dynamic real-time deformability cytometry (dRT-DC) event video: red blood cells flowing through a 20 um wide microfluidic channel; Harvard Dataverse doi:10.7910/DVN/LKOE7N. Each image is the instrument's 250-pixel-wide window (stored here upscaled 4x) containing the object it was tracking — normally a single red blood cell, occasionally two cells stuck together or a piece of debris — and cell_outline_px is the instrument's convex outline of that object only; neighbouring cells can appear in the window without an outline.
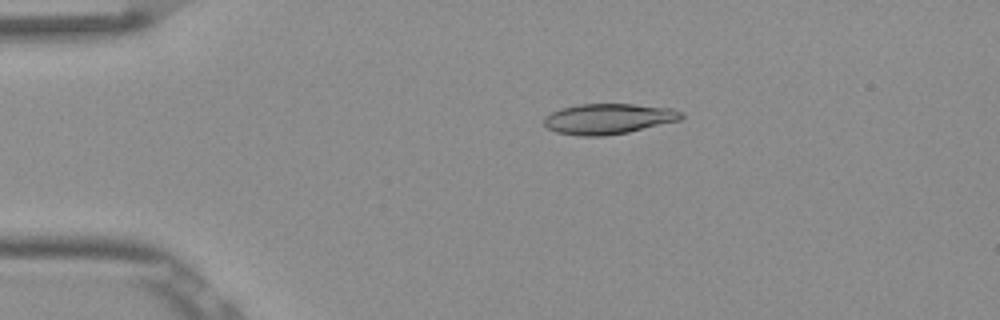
{"species": "Egyptian fruit bat (a non-hibernating species)", "species_latin": "Rousettus aegyptiacus", "temperature_condition": "room temperature", "stored_images_in_passage": 35, "camera_frame_rate_fps": 3000, "um_per_image_px": 0.085, "frame": {"image": 1, "passage_image": 1, "time_ms": 0.0, "image_size_px": [1000, 320], "cell_outline_px": [[684, 116], [680, 120], [628, 132], [604, 136], [580, 136], [556, 132], [548, 128], [544, 124], [544, 116], [560, 108], [580, 104], [632, 104], [672, 108], [684, 112]], "centroid_in_image_um": [51.72, 10.09], "position_along_channel_um": 33.3, "area_um2": 24.45}}
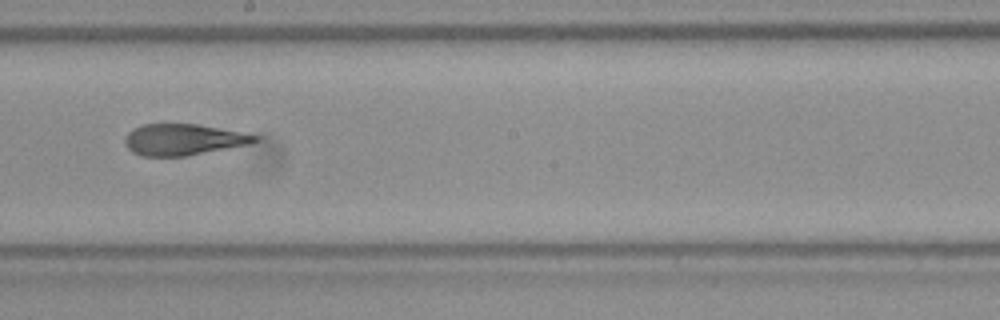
{"frame": {"image": 2, "passage_image": 20, "time_ms": 6.333, "image_size_px": [1000, 320], "cell_outline_px": [[260, 136], [256, 140], [248, 144], [188, 156], [140, 156], [132, 152], [124, 144], [124, 140], [128, 132], [144, 124], [196, 124], [240, 132]], "centroid_in_image_um": [15.53, 11.88], "position_along_channel_um": 232.7, "area_um2": 23.41}}
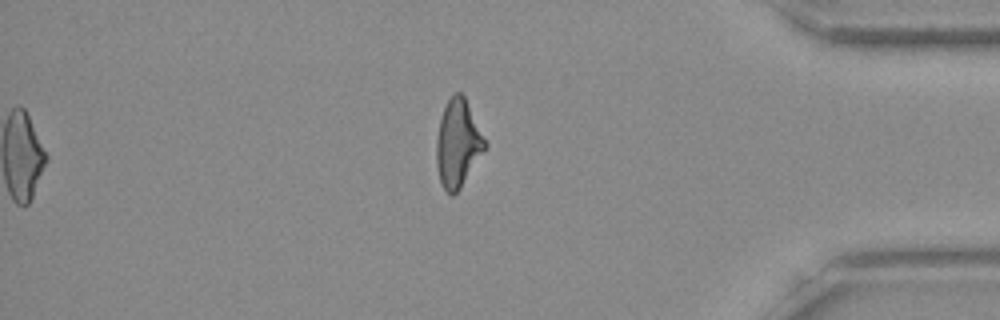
{"frame": {"image": 3, "passage_image": 35, "time_ms": 11.333, "image_size_px": [1000, 320], "cell_outline_px": [[488, 144], [460, 188], [452, 196], [444, 188], [440, 180], [436, 164], [436, 140], [440, 120], [444, 108], [448, 100], [456, 92], [460, 92], [464, 96]], "centroid_in_image_um": [38.91, 12.19], "position_along_channel_um": 396.3, "area_um2": 24.28}, "authors_computed_cell_mechanics": {"area_um2": 24.6228, "velocity_mm_per_s": 3.8761, "shape_relaxation_time_tau1_ms": 9.5121, "shape_relaxation_time_tau2_ms": 2.0445, "deformation_change_tau1": 0.2584, "deformation_change_tau2": 0.1057}}